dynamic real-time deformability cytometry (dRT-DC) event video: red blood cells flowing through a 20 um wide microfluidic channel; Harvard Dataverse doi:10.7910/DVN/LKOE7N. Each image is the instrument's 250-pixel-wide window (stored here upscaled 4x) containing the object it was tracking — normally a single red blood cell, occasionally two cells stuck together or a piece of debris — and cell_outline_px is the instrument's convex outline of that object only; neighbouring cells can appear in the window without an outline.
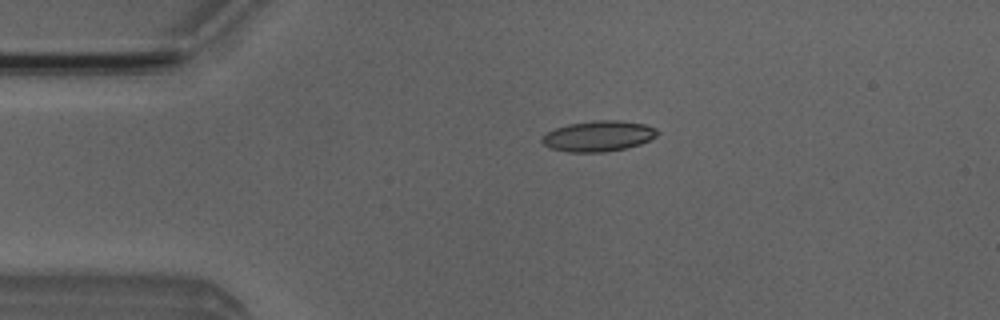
{"species": "Egyptian fruit bat (a non-hibernating species)", "species_latin": "Rousettus aegyptiacus", "temperature_condition": "room temperature", "stored_images_in_passage": 40, "camera_frame_rate_fps": 3000, "um_per_image_px": 0.085, "animal": {"sex": "male"}, "frame": {"image": 1, "passage_image": 3, "time_ms": 0.667, "image_size_px": [1000, 320], "cell_outline_px": [[660, 132], [656, 136], [640, 144], [624, 148], [604, 152], [568, 152], [552, 148], [544, 144], [540, 140], [548, 132], [556, 128], [568, 124], [596, 120], [616, 120], [644, 124], [656, 128]], "centroid_in_image_um": [50.88, 11.56], "position_along_channel_um": 34.1, "area_um2": 20.35}}
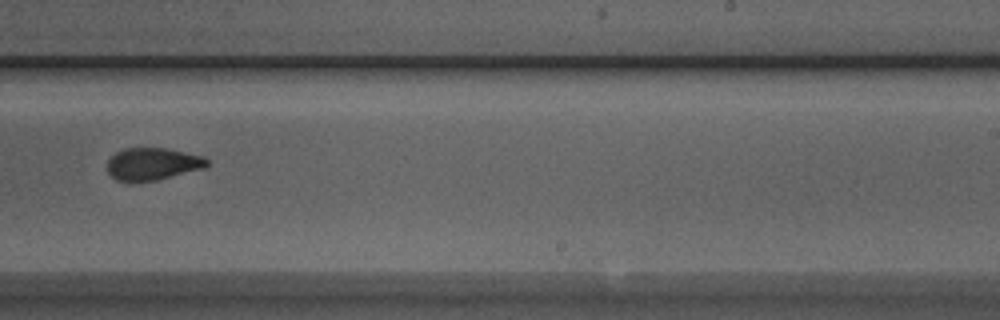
{"frame": {"image": 2, "passage_image": 24, "time_ms": 7.667, "image_size_px": [1000, 320], "cell_outline_px": [[208, 164], [204, 168], [156, 180], [116, 180], [108, 172], [108, 160], [116, 152], [124, 148], [168, 148], [204, 156], [208, 160]], "centroid_in_image_um": [13.0, 13.91], "position_along_channel_um": 276.0, "area_um2": 18.5}}
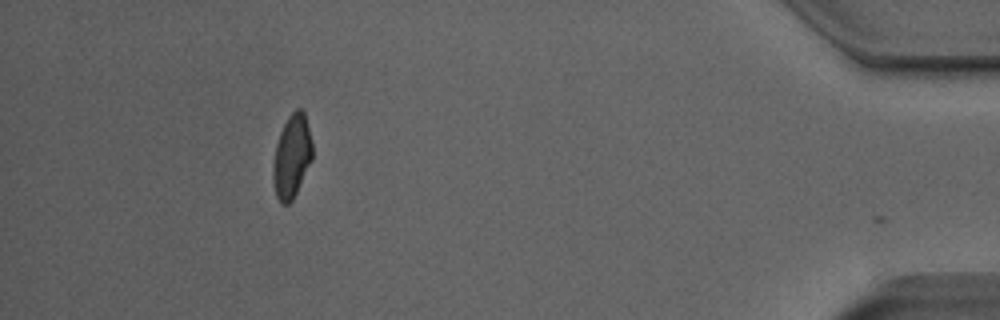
{"frame": {"image": 3, "passage_image": 39, "time_ms": 12.667, "image_size_px": [1000, 320], "cell_outline_px": [[312, 160], [292, 200], [288, 204], [280, 204], [276, 196], [272, 180], [272, 164], [276, 144], [280, 132], [288, 116], [296, 108], [300, 108], [304, 112], [312, 144]], "centroid_in_image_um": [24.78, 13.31], "position_along_channel_um": 410.4, "area_um2": 19.07}, "authors_computed_cell_mechanics": {"area_um2": 19.7098, "velocity_mm_per_s": 3.9782, "shape_relaxation_time_tau1_ms": 8.4819, "shape_relaxation_time_tau2_ms": 1.3964, "deformation_change_tau1": 0.1987, "deformation_change_tau2": 0.0719}}